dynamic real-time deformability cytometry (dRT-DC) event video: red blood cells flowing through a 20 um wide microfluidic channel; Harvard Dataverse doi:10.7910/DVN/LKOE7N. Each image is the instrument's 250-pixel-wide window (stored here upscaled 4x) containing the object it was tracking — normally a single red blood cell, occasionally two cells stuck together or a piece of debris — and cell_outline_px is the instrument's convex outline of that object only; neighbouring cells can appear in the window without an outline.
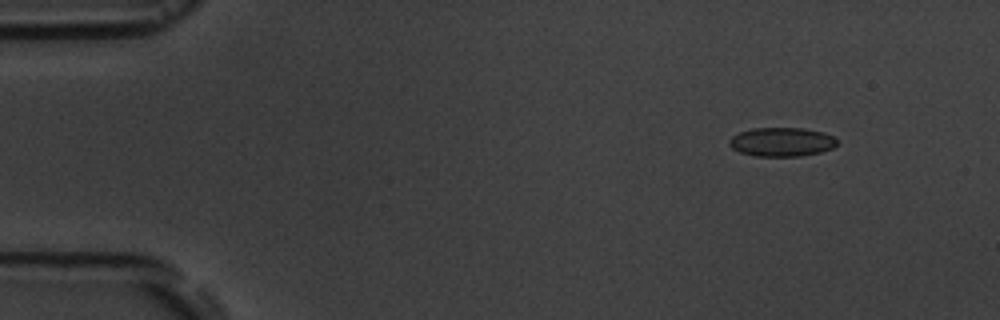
{"species": "common noctule bat (a hibernating species)", "species_latin": "Nyctalus noctula", "temperature_condition": "room temperature", "stored_images_in_passage": 5, "camera_frame_rate_fps": 3000, "um_per_image_px": 0.085, "animal": {"sex": "male", "body_mass_g": 19.5, "forearm_length_mm": 54.6}, "frame": {"image": 1, "passage_image": 2, "time_ms": 1.333, "image_size_px": [1000, 320], "cell_outline_px": [[836, 144], [832, 148], [820, 152], [800, 156], [752, 156], [740, 152], [732, 148], [728, 144], [728, 140], [732, 136], [740, 132], [752, 128], [804, 128], [824, 132], [832, 136], [836, 140]], "centroid_in_image_um": [66.41, 12.06], "position_along_channel_um": 18.6, "area_um2": 18.21}}
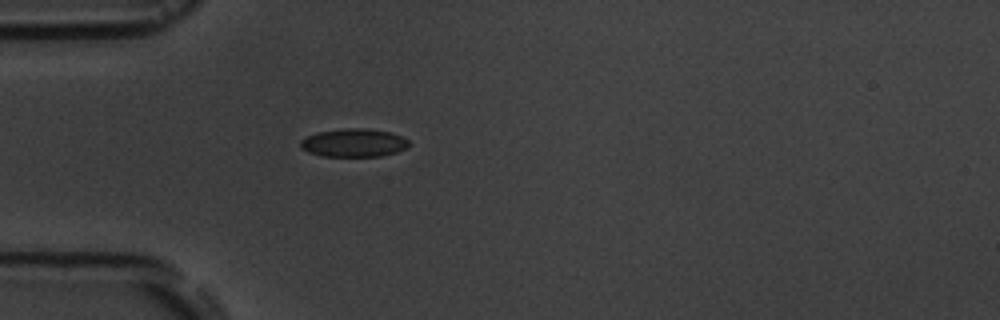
{"frame": {"image": 2, "passage_image": 5, "time_ms": 4.667, "image_size_px": [1000, 320], "cell_outline_px": [[408, 148], [396, 152], [380, 156], [320, 156], [308, 152], [300, 148], [300, 140], [316, 132], [344, 128], [368, 128], [392, 132], [408, 140]], "centroid_in_image_um": [30.05, 12.13], "position_along_channel_um": 54.9, "area_um2": 17.98}}